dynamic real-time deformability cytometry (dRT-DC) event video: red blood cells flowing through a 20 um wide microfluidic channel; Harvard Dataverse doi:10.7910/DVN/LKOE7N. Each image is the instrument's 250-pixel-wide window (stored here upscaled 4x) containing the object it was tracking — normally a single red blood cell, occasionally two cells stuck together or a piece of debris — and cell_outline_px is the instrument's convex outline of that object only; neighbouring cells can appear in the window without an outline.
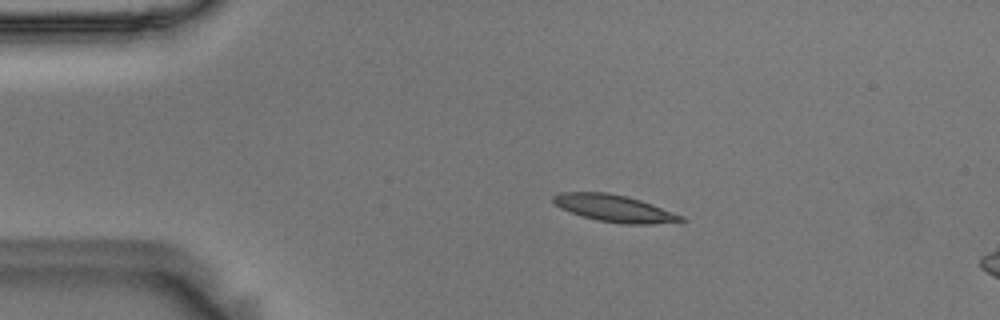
{"species": "Egyptian fruit bat (a non-hibernating species)", "species_latin": "Rousettus aegyptiacus", "temperature_condition": "room temperature", "stored_images_in_passage": 47, "camera_frame_rate_fps": 3000, "um_per_image_px": 0.085, "animal": {"sex": "male"}, "frame": {"image": 1, "passage_image": 2, "time_ms": 0.333, "image_size_px": [1000, 320], "cell_outline_px": [[688, 220], [652, 224], [624, 224], [596, 220], [560, 208], [552, 200], [552, 196], [560, 192], [608, 192], [628, 196], [652, 204], [684, 216]], "centroid_in_image_um": [52.23, 17.7], "position_along_channel_um": 32.8, "area_um2": 20.06}}
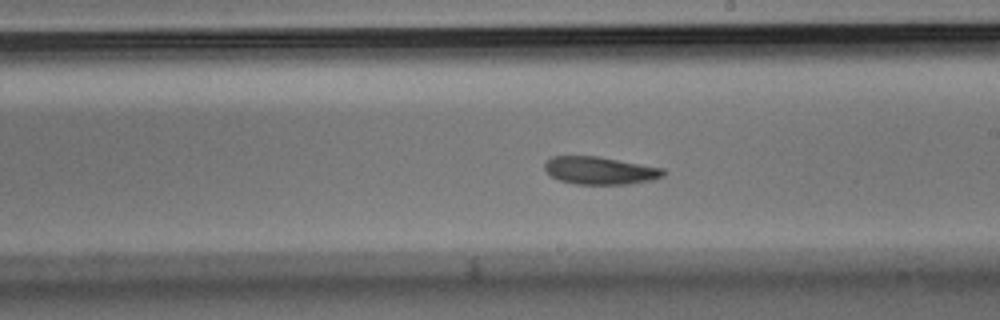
{"frame": {"image": 2, "passage_image": 23, "time_ms": 7.333, "image_size_px": [1000, 320], "cell_outline_px": [[664, 176], [652, 180], [632, 184], [576, 184], [560, 180], [552, 176], [544, 168], [544, 164], [552, 156], [596, 156], [664, 168]], "centroid_in_image_um": [51.02, 14.5], "position_along_channel_um": 238.0, "area_um2": 19.02}}
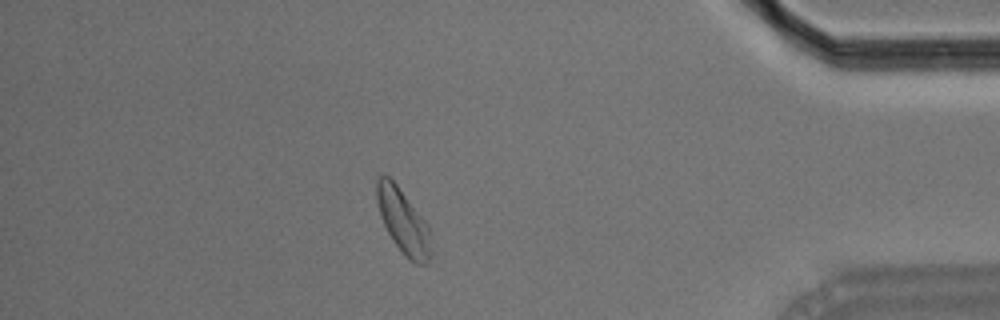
{"frame": {"image": 3, "passage_image": 40, "time_ms": 13.0, "image_size_px": [1000, 320], "cell_outline_px": [[428, 264], [416, 264], [408, 260], [404, 256], [392, 240], [380, 216], [376, 200], [376, 180], [380, 176], [388, 176], [396, 184], [428, 224]], "centroid_in_image_um": [34.21, 18.81], "position_along_channel_um": 401.0, "area_um2": 19.88}, "authors_computed_cell_mechanics": {"area_um2": 19.941, "velocity_mm_per_s": 3.5638, "shape_relaxation_time_tau1_ms": 4.0089, "shape_relaxation_time_tau2_ms": 11.218, "deformation_change_tau1": 0.1247, "deformation_change_tau2": 0.1521}}